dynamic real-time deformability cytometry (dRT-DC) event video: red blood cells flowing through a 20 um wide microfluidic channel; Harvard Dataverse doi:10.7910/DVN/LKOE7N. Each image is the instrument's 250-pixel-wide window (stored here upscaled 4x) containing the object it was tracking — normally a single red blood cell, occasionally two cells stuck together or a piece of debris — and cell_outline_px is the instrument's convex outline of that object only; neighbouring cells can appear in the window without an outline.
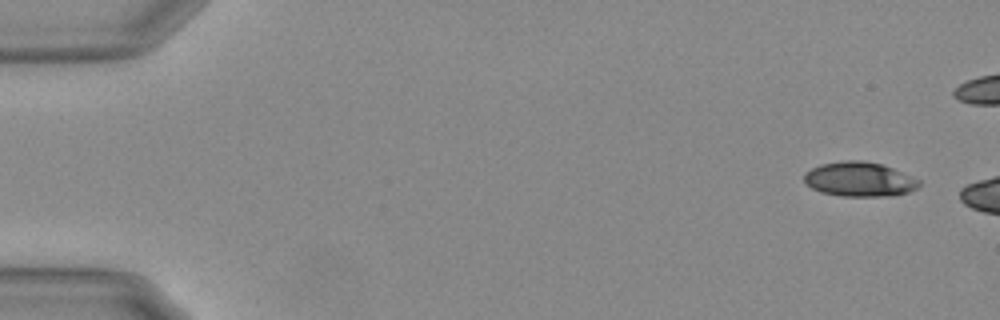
{"species": "Egyptian fruit bat (a non-hibernating species)", "species_latin": "Rousettus aegyptiacus", "temperature_condition": "warm", "stored_images_in_passage": 6, "camera_frame_rate_fps": 3000, "um_per_image_px": 0.085, "animal": {"sex": "female"}, "frame": {"image": 1, "passage_image": 1, "time_ms": 0.0, "image_size_px": [1000, 320], "cell_outline_px": [[920, 184], [916, 188], [908, 192], [892, 196], [844, 196], [820, 192], [812, 188], [804, 180], [804, 172], [820, 164], [844, 160], [864, 160], [880, 164], [892, 168], [920, 180]], "centroid_in_image_um": [73.03, 15.23], "position_along_channel_um": 12.0, "area_um2": 23.06}}